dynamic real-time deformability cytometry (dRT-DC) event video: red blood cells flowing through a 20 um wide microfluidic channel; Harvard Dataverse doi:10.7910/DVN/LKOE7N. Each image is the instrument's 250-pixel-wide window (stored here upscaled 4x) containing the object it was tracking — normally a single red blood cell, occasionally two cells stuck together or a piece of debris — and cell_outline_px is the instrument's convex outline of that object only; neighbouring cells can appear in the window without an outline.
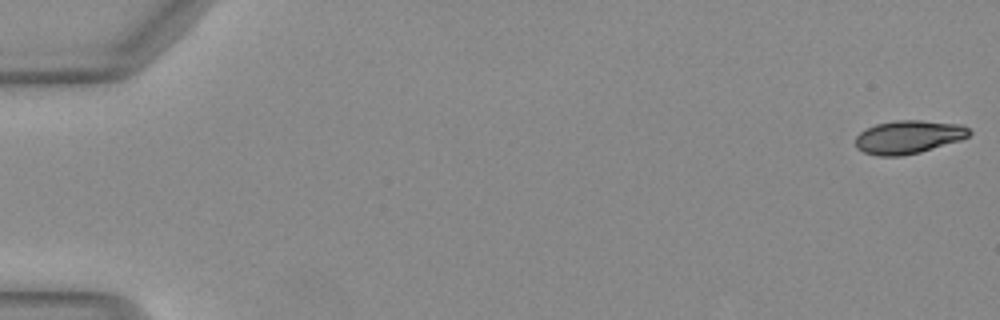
{"species": "Egyptian fruit bat (a non-hibernating species)", "species_latin": "Rousettus aegyptiacus", "temperature_condition": "warm", "stored_images_in_passage": 51, "camera_frame_rate_fps": 3000, "um_per_image_px": 0.085, "animal": {"sex": "female"}, "frame": {"image": 1, "passage_image": 1, "time_ms": 0.0, "image_size_px": [1000, 320], "cell_outline_px": [[972, 132], [968, 136], [960, 140], [920, 152], [900, 156], [880, 156], [864, 152], [856, 148], [856, 136], [860, 132], [876, 124], [896, 120], [920, 120], [960, 124], [968, 128]], "centroid_in_image_um": [77.22, 11.64], "position_along_channel_um": 7.8, "area_um2": 21.91}}
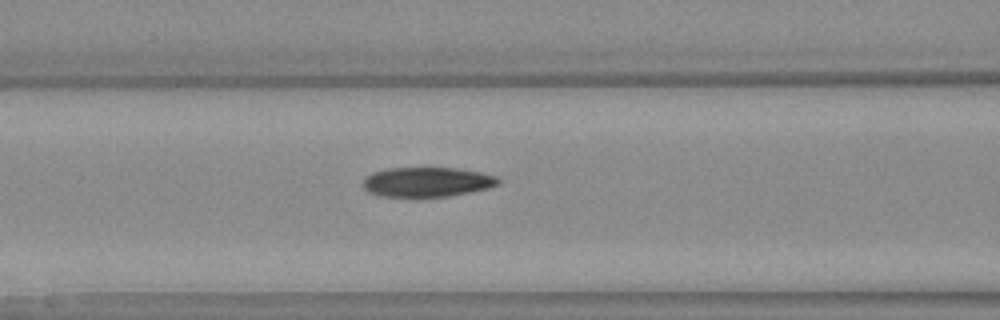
{"frame": {"image": 2, "passage_image": 22, "time_ms": 7.0, "image_size_px": [1000, 320], "cell_outline_px": [[500, 184], [488, 188], [448, 196], [380, 196], [368, 192], [364, 188], [364, 180], [372, 172], [384, 168], [456, 168], [480, 172], [496, 176], [500, 180]], "centroid_in_image_um": [36.3, 15.46], "position_along_channel_um": 130.3, "area_um2": 23.18}}
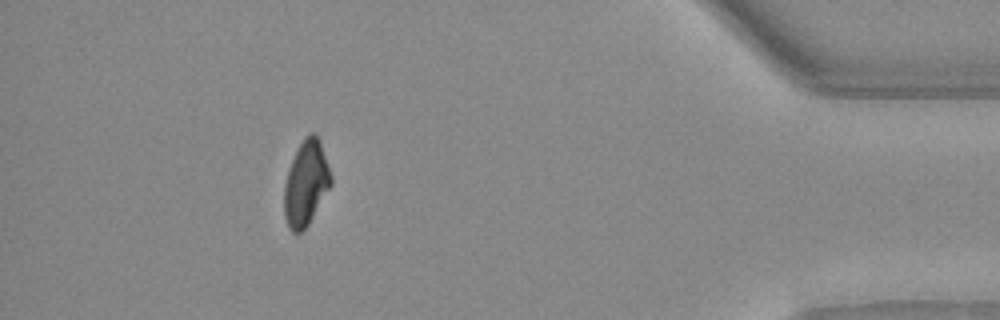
{"frame": {"image": 3, "passage_image": 46, "time_ms": 15.0, "image_size_px": [1000, 320], "cell_outline_px": [[332, 184], [308, 224], [300, 232], [292, 232], [288, 228], [284, 216], [284, 184], [292, 160], [304, 136], [312, 132], [316, 132], [320, 140], [332, 176]], "centroid_in_image_um": [26.01, 15.56], "position_along_channel_um": 409.2, "area_um2": 23.06}, "authors_computed_cell_mechanics": {"area_um2": 23.2934, "velocity_mm_per_s": 4.1206, "shape_relaxation_time_tau1_ms": 6.4981, "shape_relaxation_time_tau2_ms": 3.7524, "deformation_change_tau1": 0.1894, "deformation_change_tau2": 0.0908}}